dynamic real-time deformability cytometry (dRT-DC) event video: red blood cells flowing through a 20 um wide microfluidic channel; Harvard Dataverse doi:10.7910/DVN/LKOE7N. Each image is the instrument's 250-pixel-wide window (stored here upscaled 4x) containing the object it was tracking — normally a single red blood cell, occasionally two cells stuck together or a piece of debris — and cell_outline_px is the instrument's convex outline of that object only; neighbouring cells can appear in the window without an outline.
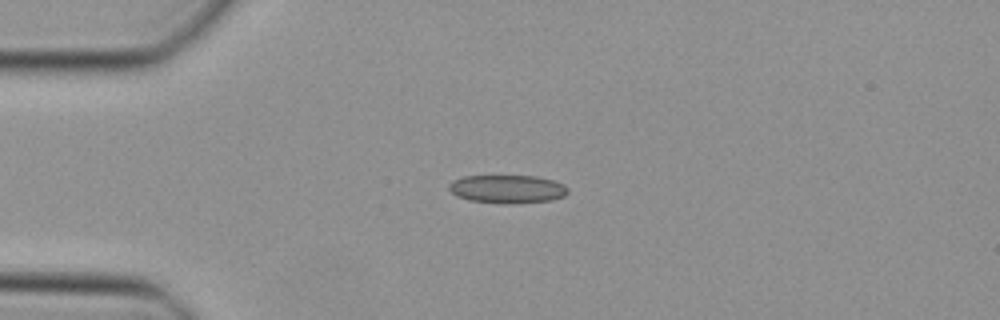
{"species": "Egyptian fruit bat (a non-hibernating species)", "species_latin": "Rousettus aegyptiacus", "temperature_condition": "cold", "stored_images_in_passage": 36, "camera_frame_rate_fps": 3000, "um_per_image_px": 0.085, "animal": {"sex": "female"}, "frame": {"image": 1, "passage_image": 1, "time_ms": 0.0, "image_size_px": [1000, 320], "cell_outline_px": [[568, 192], [564, 196], [552, 200], [512, 204], [504, 204], [468, 200], [456, 196], [448, 188], [448, 184], [452, 180], [464, 176], [536, 176], [552, 180], [564, 184], [568, 188]], "centroid_in_image_um": [43.11, 16.07], "position_along_channel_um": 41.9, "area_um2": 19.77}}
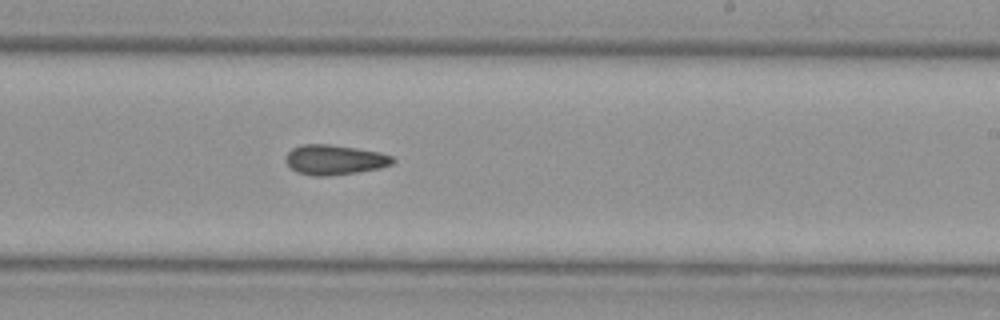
{"frame": {"image": 2, "passage_image": 18, "time_ms": 5.667, "image_size_px": [1000, 320], "cell_outline_px": [[396, 160], [392, 164], [380, 168], [356, 172], [328, 176], [312, 176], [296, 172], [284, 160], [288, 152], [292, 148], [300, 144], [328, 144], [356, 148], [380, 152], [392, 156]], "centroid_in_image_um": [28.43, 13.58], "position_along_channel_um": 260.6, "area_um2": 18.73}}
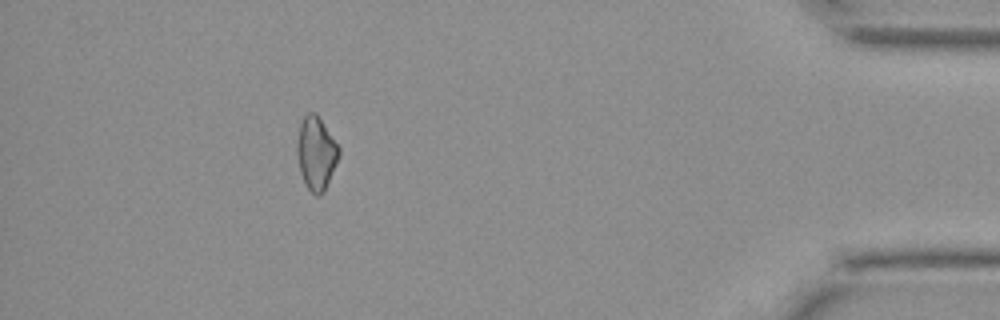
{"frame": {"image": 3, "passage_image": 32, "time_ms": 10.333, "image_size_px": [1000, 320], "cell_outline_px": [[340, 156], [324, 192], [320, 196], [316, 196], [304, 184], [300, 172], [296, 156], [296, 140], [300, 124], [304, 116], [308, 112], [316, 112], [340, 148]], "centroid_in_image_um": [26.86, 13.03], "position_along_channel_um": 408.3, "area_um2": 18.15}}